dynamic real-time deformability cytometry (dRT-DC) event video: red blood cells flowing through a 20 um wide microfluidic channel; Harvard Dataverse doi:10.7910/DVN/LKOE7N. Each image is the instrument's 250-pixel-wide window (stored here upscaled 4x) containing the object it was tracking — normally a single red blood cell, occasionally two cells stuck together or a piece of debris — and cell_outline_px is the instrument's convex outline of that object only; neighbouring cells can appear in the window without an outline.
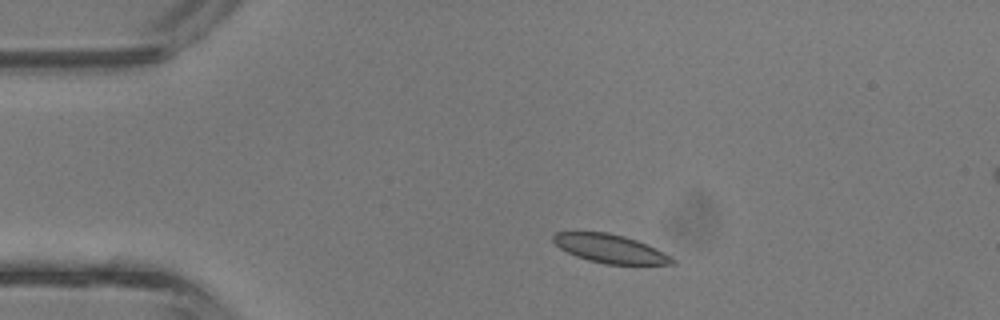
{"species": "common noctule bat (a hibernating species)", "species_latin": "Nyctalus noctula", "temperature_condition": "room temperature", "stored_images_in_passage": 4, "camera_frame_rate_fps": 3000, "um_per_image_px": 0.085, "animal": {"sex": "male", "body_mass_g": 13.3}, "frame": {"image": 1, "passage_image": 2, "time_ms": 0.333, "image_size_px": [1000, 320], "cell_outline_px": [[676, 264], [604, 264], [588, 260], [576, 256], [560, 248], [552, 240], [552, 236], [556, 232], [608, 232], [624, 236], [636, 240], [676, 260]], "centroid_in_image_um": [51.8, 21.13], "position_along_channel_um": 33.2, "area_um2": 19.36}}